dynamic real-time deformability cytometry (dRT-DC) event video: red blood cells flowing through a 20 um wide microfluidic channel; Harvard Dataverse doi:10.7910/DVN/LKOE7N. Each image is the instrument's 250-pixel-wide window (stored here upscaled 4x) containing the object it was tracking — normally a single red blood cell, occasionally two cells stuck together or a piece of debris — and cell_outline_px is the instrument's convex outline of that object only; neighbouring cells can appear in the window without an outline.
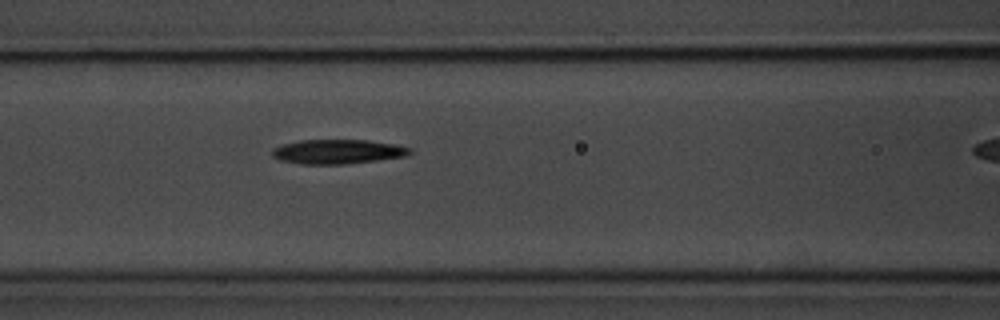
{"species": "common noctule bat (a hibernating species)", "species_latin": "Nyctalus noctula", "temperature_condition": "room temperature", "stored_images_in_passage": 33, "camera_frame_rate_fps": 3000, "um_per_image_px": 0.085, "animal": {"sex": "male", "body_mass_g": 20.1, "forearm_length_mm": 53.5}, "frame": {"image": 1, "passage_image": 10, "time_ms": 3.0, "image_size_px": [1000, 320], "cell_outline_px": [[412, 152], [404, 156], [376, 160], [344, 164], [300, 164], [280, 160], [272, 156], [272, 148], [284, 144], [300, 140], [368, 140], [396, 144], [412, 148]], "centroid_in_image_um": [28.7, 12.88], "position_along_channel_um": 137.9, "area_um2": 19.54}}
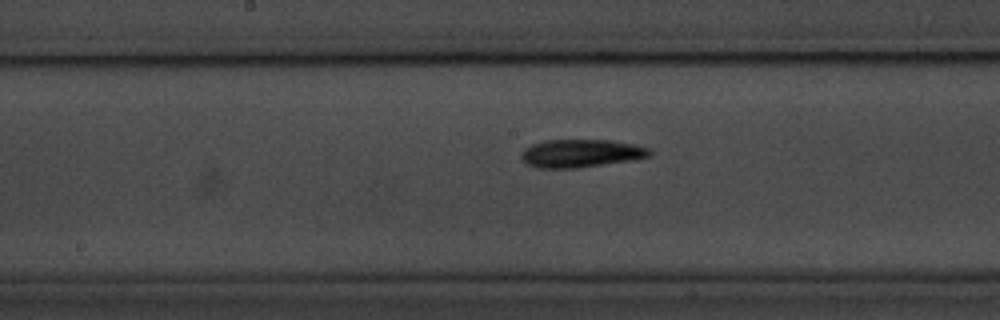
{"frame": {"image": 2, "passage_image": 15, "time_ms": 4.667, "image_size_px": [1000, 320], "cell_outline_px": [[652, 152], [648, 156], [628, 160], [576, 168], [536, 168], [528, 164], [520, 156], [520, 152], [524, 148], [532, 144], [544, 140], [612, 140], [632, 144], [648, 148]], "centroid_in_image_um": [49.3, 13.02], "position_along_channel_um": 198.9, "area_um2": 20.69}, "authors_computed_cell_mechanics": {"area_um2": 19.5364, "velocity_mm_per_s": 3.6581, "shape_relaxation_time_tau1_ms": 3.6624, "shape_relaxation_time_tau2_ms": null, "deformation_change_tau1": 0.1694, "deformation_change_tau2": null}}